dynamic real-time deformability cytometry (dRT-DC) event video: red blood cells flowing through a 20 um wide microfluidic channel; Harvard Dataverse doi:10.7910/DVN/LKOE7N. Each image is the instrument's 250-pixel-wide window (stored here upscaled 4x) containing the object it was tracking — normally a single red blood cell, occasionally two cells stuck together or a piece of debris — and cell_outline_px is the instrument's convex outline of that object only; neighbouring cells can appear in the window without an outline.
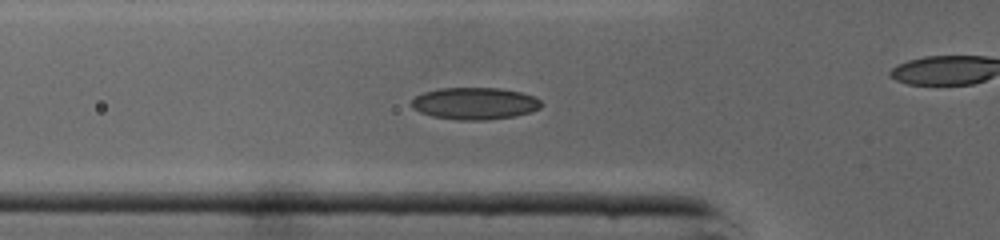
{"species": "common noctule bat (a hibernating species)", "species_latin": "Nyctalus noctula", "temperature_condition": "cold", "stored_images_in_passage": 39, "camera_frame_rate_fps": 3000, "um_per_image_px": 0.085, "animal": {"sex": "male", "body_mass_g": 19.0, "forearm_length_mm": 50.8}, "frame": {"image": 1, "passage_image": 7, "time_ms": 2.0, "image_size_px": [1000, 240], "cell_outline_px": [[544, 104], [540, 108], [532, 112], [516, 116], [484, 120], [456, 120], [432, 116], [420, 112], [412, 108], [408, 104], [416, 96], [424, 92], [440, 88], [500, 88], [520, 92], [532, 96], [540, 100]], "centroid_in_image_um": [40.35, 8.8], "position_along_channel_um": 85.5, "area_um2": 24.39}}
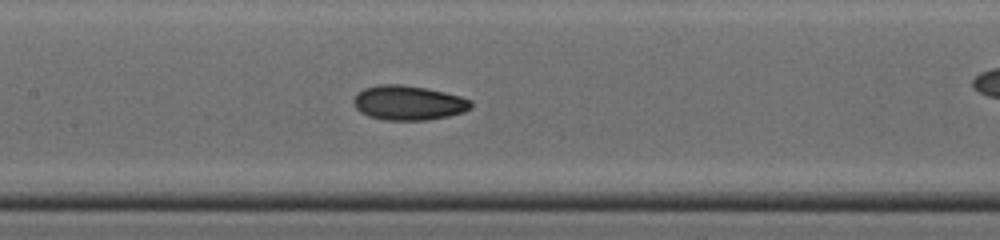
{"frame": {"image": 2, "passage_image": 13, "time_ms": 4.0, "image_size_px": [1000, 240], "cell_outline_px": [[472, 108], [464, 112], [448, 116], [428, 120], [384, 120], [368, 116], [360, 112], [352, 104], [352, 100], [356, 92], [364, 88], [376, 84], [400, 84], [424, 88], [444, 92], [460, 96], [472, 100]], "centroid_in_image_um": [34.68, 8.74], "position_along_channel_um": 172.7, "area_um2": 23.93}}
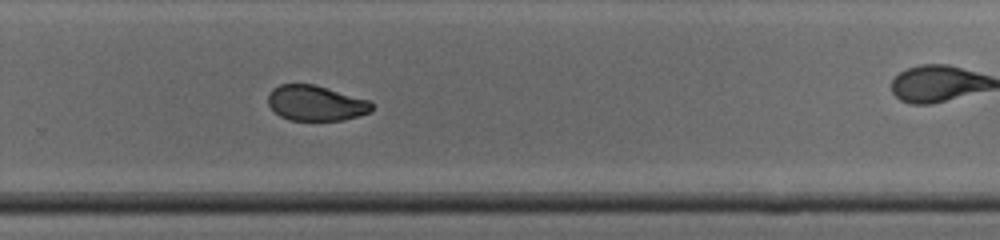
{"frame": {"image": 3, "passage_image": 22, "time_ms": 7.0, "image_size_px": [1000, 240], "cell_outline_px": [[372, 108], [368, 112], [360, 116], [344, 120], [288, 120], [280, 116], [268, 104], [268, 92], [272, 88], [280, 84], [312, 84], [368, 100], [372, 104]], "centroid_in_image_um": [26.8, 8.77], "position_along_channel_um": 303.0, "area_um2": 21.15}, "authors_computed_cell_mechanics": {"area_um2": 23.1778, "velocity_mm_per_s": 4.3602, "shape_relaxation_time_tau1_ms": 9.0993, "shape_relaxation_time_tau2_ms": 1.8199, "deformation_change_tau1": 0.2135, "deformation_change_tau2": 0.0613}}